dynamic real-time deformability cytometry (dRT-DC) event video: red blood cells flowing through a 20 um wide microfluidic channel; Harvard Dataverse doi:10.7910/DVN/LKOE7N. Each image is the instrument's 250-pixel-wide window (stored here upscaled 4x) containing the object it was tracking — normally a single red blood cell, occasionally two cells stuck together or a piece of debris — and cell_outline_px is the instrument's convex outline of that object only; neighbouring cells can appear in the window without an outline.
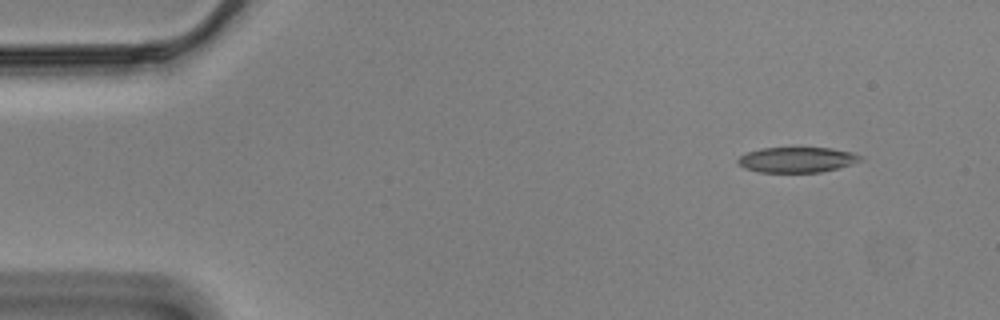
{"species": "Egyptian fruit bat (a non-hibernating species)", "species_latin": "Rousettus aegyptiacus", "temperature_condition": "cold", "stored_images_in_passage": 52, "camera_frame_rate_fps": 3000, "um_per_image_px": 0.085, "animal": {"sex": "male"}, "frame": {"image": 1, "passage_image": 1, "time_ms": 0.0, "image_size_px": [1000, 320], "cell_outline_px": [[864, 160], [852, 164], [820, 172], [760, 172], [744, 168], [736, 160], [740, 156], [748, 152], [760, 148], [832, 148], [852, 152], [864, 156]], "centroid_in_image_um": [67.78, 13.57], "position_along_channel_um": 17.2, "area_um2": 18.09}}
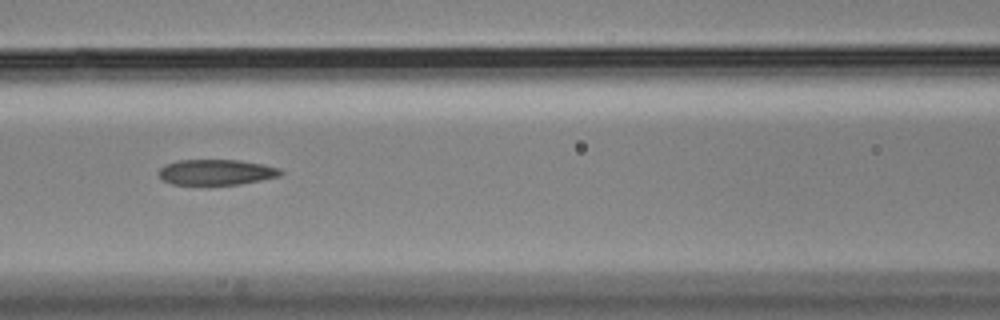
{"frame": {"image": 2, "passage_image": 20, "time_ms": 6.333, "image_size_px": [1000, 320], "cell_outline_px": [[284, 172], [280, 176], [240, 184], [172, 184], [164, 180], [156, 172], [164, 164], [176, 160], [240, 160], [264, 164], [280, 168]], "centroid_in_image_um": [18.38, 14.62], "position_along_channel_um": 148.2, "area_um2": 18.21}}
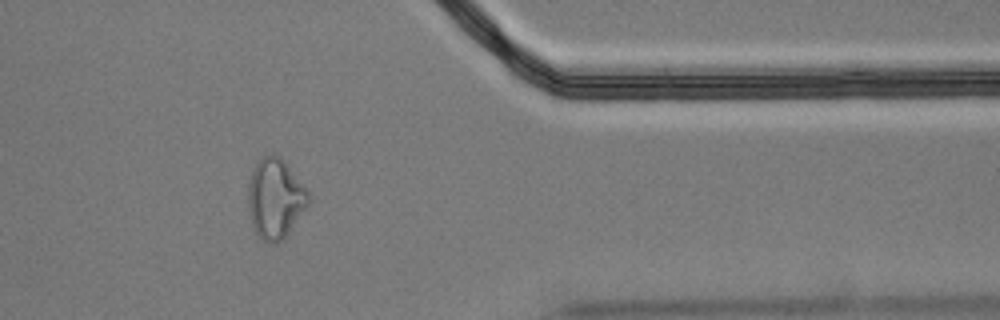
{"frame": {"image": 3, "passage_image": 42, "time_ms": 13.667, "image_size_px": [1000, 320], "cell_outline_px": [[312, 200], [288, 232], [276, 244], [268, 244], [256, 232], [252, 224], [248, 208], [248, 184], [252, 168], [256, 160], [260, 156], [272, 152], [280, 156], [288, 164], [312, 196]], "centroid_in_image_um": [23.39, 16.8], "position_along_channel_um": 388.0, "area_um2": 28.55}, "authors_computed_cell_mechanics": {"area_um2": 19.8543, "velocity_mm_per_s": 3.5029, "shape_relaxation_time_tau1_ms": null, "shape_relaxation_time_tau2_ms": 4.6221, "deformation_change_tau1": null, "deformation_change_tau2": 0.1384}}